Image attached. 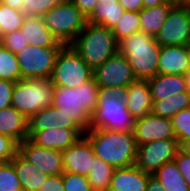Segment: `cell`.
Returning <instances> with one entry per match:
<instances>
[{
  "label": "cell",
  "instance_id": "cell-1",
  "mask_svg": "<svg viewBox=\"0 0 190 191\" xmlns=\"http://www.w3.org/2000/svg\"><path fill=\"white\" fill-rule=\"evenodd\" d=\"M84 136L92 145L95 156L114 169L135 165L137 144L132 131L90 128Z\"/></svg>",
  "mask_w": 190,
  "mask_h": 191
},
{
  "label": "cell",
  "instance_id": "cell-2",
  "mask_svg": "<svg viewBox=\"0 0 190 191\" xmlns=\"http://www.w3.org/2000/svg\"><path fill=\"white\" fill-rule=\"evenodd\" d=\"M127 87H99L97 107L94 109L90 128L110 131H132L135 118L129 113L125 103Z\"/></svg>",
  "mask_w": 190,
  "mask_h": 191
},
{
  "label": "cell",
  "instance_id": "cell-3",
  "mask_svg": "<svg viewBox=\"0 0 190 191\" xmlns=\"http://www.w3.org/2000/svg\"><path fill=\"white\" fill-rule=\"evenodd\" d=\"M98 90L94 77L76 88L55 86L52 105L87 131L90 129L91 115L97 107Z\"/></svg>",
  "mask_w": 190,
  "mask_h": 191
},
{
  "label": "cell",
  "instance_id": "cell-4",
  "mask_svg": "<svg viewBox=\"0 0 190 191\" xmlns=\"http://www.w3.org/2000/svg\"><path fill=\"white\" fill-rule=\"evenodd\" d=\"M160 50L155 37L142 31L119 42V53L127 58L137 80H148L158 74Z\"/></svg>",
  "mask_w": 190,
  "mask_h": 191
},
{
  "label": "cell",
  "instance_id": "cell-5",
  "mask_svg": "<svg viewBox=\"0 0 190 191\" xmlns=\"http://www.w3.org/2000/svg\"><path fill=\"white\" fill-rule=\"evenodd\" d=\"M70 46L93 71L119 52L111 29L88 22Z\"/></svg>",
  "mask_w": 190,
  "mask_h": 191
},
{
  "label": "cell",
  "instance_id": "cell-6",
  "mask_svg": "<svg viewBox=\"0 0 190 191\" xmlns=\"http://www.w3.org/2000/svg\"><path fill=\"white\" fill-rule=\"evenodd\" d=\"M54 88L51 77L19 80L14 84L11 106L30 119L52 106Z\"/></svg>",
  "mask_w": 190,
  "mask_h": 191
},
{
  "label": "cell",
  "instance_id": "cell-7",
  "mask_svg": "<svg viewBox=\"0 0 190 191\" xmlns=\"http://www.w3.org/2000/svg\"><path fill=\"white\" fill-rule=\"evenodd\" d=\"M42 19L58 42L64 45H71L87 23V18L72 0H61Z\"/></svg>",
  "mask_w": 190,
  "mask_h": 191
},
{
  "label": "cell",
  "instance_id": "cell-8",
  "mask_svg": "<svg viewBox=\"0 0 190 191\" xmlns=\"http://www.w3.org/2000/svg\"><path fill=\"white\" fill-rule=\"evenodd\" d=\"M93 77V70L70 46L59 52L51 75L55 86L76 88Z\"/></svg>",
  "mask_w": 190,
  "mask_h": 191
},
{
  "label": "cell",
  "instance_id": "cell-9",
  "mask_svg": "<svg viewBox=\"0 0 190 191\" xmlns=\"http://www.w3.org/2000/svg\"><path fill=\"white\" fill-rule=\"evenodd\" d=\"M61 49L27 45L16 54L22 79L51 77Z\"/></svg>",
  "mask_w": 190,
  "mask_h": 191
},
{
  "label": "cell",
  "instance_id": "cell-10",
  "mask_svg": "<svg viewBox=\"0 0 190 191\" xmlns=\"http://www.w3.org/2000/svg\"><path fill=\"white\" fill-rule=\"evenodd\" d=\"M180 151L177 139L154 140L137 146L135 165L142 171L153 174L163 164L173 161Z\"/></svg>",
  "mask_w": 190,
  "mask_h": 191
},
{
  "label": "cell",
  "instance_id": "cell-11",
  "mask_svg": "<svg viewBox=\"0 0 190 191\" xmlns=\"http://www.w3.org/2000/svg\"><path fill=\"white\" fill-rule=\"evenodd\" d=\"M155 40L161 47L190 45V9L173 6Z\"/></svg>",
  "mask_w": 190,
  "mask_h": 191
},
{
  "label": "cell",
  "instance_id": "cell-12",
  "mask_svg": "<svg viewBox=\"0 0 190 191\" xmlns=\"http://www.w3.org/2000/svg\"><path fill=\"white\" fill-rule=\"evenodd\" d=\"M93 77L99 87H128L137 80L127 58L119 52L97 67Z\"/></svg>",
  "mask_w": 190,
  "mask_h": 191
},
{
  "label": "cell",
  "instance_id": "cell-13",
  "mask_svg": "<svg viewBox=\"0 0 190 191\" xmlns=\"http://www.w3.org/2000/svg\"><path fill=\"white\" fill-rule=\"evenodd\" d=\"M18 152L47 175H61L64 172L62 151L40 147L28 138L18 144Z\"/></svg>",
  "mask_w": 190,
  "mask_h": 191
},
{
  "label": "cell",
  "instance_id": "cell-14",
  "mask_svg": "<svg viewBox=\"0 0 190 191\" xmlns=\"http://www.w3.org/2000/svg\"><path fill=\"white\" fill-rule=\"evenodd\" d=\"M132 132L137 146L154 140L176 139L171 119L152 113L136 119Z\"/></svg>",
  "mask_w": 190,
  "mask_h": 191
},
{
  "label": "cell",
  "instance_id": "cell-15",
  "mask_svg": "<svg viewBox=\"0 0 190 191\" xmlns=\"http://www.w3.org/2000/svg\"><path fill=\"white\" fill-rule=\"evenodd\" d=\"M84 133L82 128H49L29 131L28 139L40 147L64 151L83 137Z\"/></svg>",
  "mask_w": 190,
  "mask_h": 191
},
{
  "label": "cell",
  "instance_id": "cell-16",
  "mask_svg": "<svg viewBox=\"0 0 190 191\" xmlns=\"http://www.w3.org/2000/svg\"><path fill=\"white\" fill-rule=\"evenodd\" d=\"M95 157L92 145L83 136L72 146L62 151L64 172L87 176Z\"/></svg>",
  "mask_w": 190,
  "mask_h": 191
},
{
  "label": "cell",
  "instance_id": "cell-17",
  "mask_svg": "<svg viewBox=\"0 0 190 191\" xmlns=\"http://www.w3.org/2000/svg\"><path fill=\"white\" fill-rule=\"evenodd\" d=\"M189 69V45H174L161 47L158 63V73L169 75H184Z\"/></svg>",
  "mask_w": 190,
  "mask_h": 191
},
{
  "label": "cell",
  "instance_id": "cell-18",
  "mask_svg": "<svg viewBox=\"0 0 190 191\" xmlns=\"http://www.w3.org/2000/svg\"><path fill=\"white\" fill-rule=\"evenodd\" d=\"M125 103L129 113L139 119L151 113L152 97L147 80H136L127 87Z\"/></svg>",
  "mask_w": 190,
  "mask_h": 191
},
{
  "label": "cell",
  "instance_id": "cell-19",
  "mask_svg": "<svg viewBox=\"0 0 190 191\" xmlns=\"http://www.w3.org/2000/svg\"><path fill=\"white\" fill-rule=\"evenodd\" d=\"M23 36L26 37L27 45L46 48H63L65 45L50 32L44 24L42 17H25L20 28Z\"/></svg>",
  "mask_w": 190,
  "mask_h": 191
},
{
  "label": "cell",
  "instance_id": "cell-20",
  "mask_svg": "<svg viewBox=\"0 0 190 191\" xmlns=\"http://www.w3.org/2000/svg\"><path fill=\"white\" fill-rule=\"evenodd\" d=\"M149 173L136 165L114 169L109 191H146Z\"/></svg>",
  "mask_w": 190,
  "mask_h": 191
},
{
  "label": "cell",
  "instance_id": "cell-21",
  "mask_svg": "<svg viewBox=\"0 0 190 191\" xmlns=\"http://www.w3.org/2000/svg\"><path fill=\"white\" fill-rule=\"evenodd\" d=\"M81 128L72 117L62 113L55 106L39 110L29 119V131H42L49 128Z\"/></svg>",
  "mask_w": 190,
  "mask_h": 191
},
{
  "label": "cell",
  "instance_id": "cell-22",
  "mask_svg": "<svg viewBox=\"0 0 190 191\" xmlns=\"http://www.w3.org/2000/svg\"><path fill=\"white\" fill-rule=\"evenodd\" d=\"M152 101L163 100L169 96L187 91L185 78L181 74H160L147 80Z\"/></svg>",
  "mask_w": 190,
  "mask_h": 191
},
{
  "label": "cell",
  "instance_id": "cell-23",
  "mask_svg": "<svg viewBox=\"0 0 190 191\" xmlns=\"http://www.w3.org/2000/svg\"><path fill=\"white\" fill-rule=\"evenodd\" d=\"M29 119L13 106L0 109V133L13 138L18 144L28 138Z\"/></svg>",
  "mask_w": 190,
  "mask_h": 191
},
{
  "label": "cell",
  "instance_id": "cell-24",
  "mask_svg": "<svg viewBox=\"0 0 190 191\" xmlns=\"http://www.w3.org/2000/svg\"><path fill=\"white\" fill-rule=\"evenodd\" d=\"M23 191H39L49 175L40 171L19 152L11 160Z\"/></svg>",
  "mask_w": 190,
  "mask_h": 191
},
{
  "label": "cell",
  "instance_id": "cell-25",
  "mask_svg": "<svg viewBox=\"0 0 190 191\" xmlns=\"http://www.w3.org/2000/svg\"><path fill=\"white\" fill-rule=\"evenodd\" d=\"M118 2V0H99L87 22L112 30L124 13Z\"/></svg>",
  "mask_w": 190,
  "mask_h": 191
},
{
  "label": "cell",
  "instance_id": "cell-26",
  "mask_svg": "<svg viewBox=\"0 0 190 191\" xmlns=\"http://www.w3.org/2000/svg\"><path fill=\"white\" fill-rule=\"evenodd\" d=\"M172 7L170 3H163L152 8H143L139 12L140 31L156 37Z\"/></svg>",
  "mask_w": 190,
  "mask_h": 191
},
{
  "label": "cell",
  "instance_id": "cell-27",
  "mask_svg": "<svg viewBox=\"0 0 190 191\" xmlns=\"http://www.w3.org/2000/svg\"><path fill=\"white\" fill-rule=\"evenodd\" d=\"M187 108H190V94L188 91H185L163 100L153 101L151 113L171 119L177 112Z\"/></svg>",
  "mask_w": 190,
  "mask_h": 191
},
{
  "label": "cell",
  "instance_id": "cell-28",
  "mask_svg": "<svg viewBox=\"0 0 190 191\" xmlns=\"http://www.w3.org/2000/svg\"><path fill=\"white\" fill-rule=\"evenodd\" d=\"M153 175L165 191H190L174 160L163 164Z\"/></svg>",
  "mask_w": 190,
  "mask_h": 191
},
{
  "label": "cell",
  "instance_id": "cell-29",
  "mask_svg": "<svg viewBox=\"0 0 190 191\" xmlns=\"http://www.w3.org/2000/svg\"><path fill=\"white\" fill-rule=\"evenodd\" d=\"M114 168L104 160L95 157L87 175L93 191H109Z\"/></svg>",
  "mask_w": 190,
  "mask_h": 191
},
{
  "label": "cell",
  "instance_id": "cell-30",
  "mask_svg": "<svg viewBox=\"0 0 190 191\" xmlns=\"http://www.w3.org/2000/svg\"><path fill=\"white\" fill-rule=\"evenodd\" d=\"M0 79L17 82L22 80L16 54L0 46Z\"/></svg>",
  "mask_w": 190,
  "mask_h": 191
},
{
  "label": "cell",
  "instance_id": "cell-31",
  "mask_svg": "<svg viewBox=\"0 0 190 191\" xmlns=\"http://www.w3.org/2000/svg\"><path fill=\"white\" fill-rule=\"evenodd\" d=\"M140 31L139 12L124 11L122 17L118 20L112 29L116 41L119 43L124 38Z\"/></svg>",
  "mask_w": 190,
  "mask_h": 191
},
{
  "label": "cell",
  "instance_id": "cell-32",
  "mask_svg": "<svg viewBox=\"0 0 190 191\" xmlns=\"http://www.w3.org/2000/svg\"><path fill=\"white\" fill-rule=\"evenodd\" d=\"M25 17L20 10L0 3V32L2 36L20 30Z\"/></svg>",
  "mask_w": 190,
  "mask_h": 191
},
{
  "label": "cell",
  "instance_id": "cell-33",
  "mask_svg": "<svg viewBox=\"0 0 190 191\" xmlns=\"http://www.w3.org/2000/svg\"><path fill=\"white\" fill-rule=\"evenodd\" d=\"M0 191H23L13 163H0Z\"/></svg>",
  "mask_w": 190,
  "mask_h": 191
},
{
  "label": "cell",
  "instance_id": "cell-34",
  "mask_svg": "<svg viewBox=\"0 0 190 191\" xmlns=\"http://www.w3.org/2000/svg\"><path fill=\"white\" fill-rule=\"evenodd\" d=\"M176 139L181 143L190 139V108L177 112L172 118Z\"/></svg>",
  "mask_w": 190,
  "mask_h": 191
},
{
  "label": "cell",
  "instance_id": "cell-35",
  "mask_svg": "<svg viewBox=\"0 0 190 191\" xmlns=\"http://www.w3.org/2000/svg\"><path fill=\"white\" fill-rule=\"evenodd\" d=\"M61 0H24L21 12L27 17H42Z\"/></svg>",
  "mask_w": 190,
  "mask_h": 191
},
{
  "label": "cell",
  "instance_id": "cell-36",
  "mask_svg": "<svg viewBox=\"0 0 190 191\" xmlns=\"http://www.w3.org/2000/svg\"><path fill=\"white\" fill-rule=\"evenodd\" d=\"M62 178L64 191H93L87 176L63 172Z\"/></svg>",
  "mask_w": 190,
  "mask_h": 191
},
{
  "label": "cell",
  "instance_id": "cell-37",
  "mask_svg": "<svg viewBox=\"0 0 190 191\" xmlns=\"http://www.w3.org/2000/svg\"><path fill=\"white\" fill-rule=\"evenodd\" d=\"M2 45L17 54L27 46L26 37L23 36L20 30L9 32L3 35Z\"/></svg>",
  "mask_w": 190,
  "mask_h": 191
},
{
  "label": "cell",
  "instance_id": "cell-38",
  "mask_svg": "<svg viewBox=\"0 0 190 191\" xmlns=\"http://www.w3.org/2000/svg\"><path fill=\"white\" fill-rule=\"evenodd\" d=\"M18 152V143L0 133V163L10 162Z\"/></svg>",
  "mask_w": 190,
  "mask_h": 191
},
{
  "label": "cell",
  "instance_id": "cell-39",
  "mask_svg": "<svg viewBox=\"0 0 190 191\" xmlns=\"http://www.w3.org/2000/svg\"><path fill=\"white\" fill-rule=\"evenodd\" d=\"M14 84L13 81L0 79V109L11 106Z\"/></svg>",
  "mask_w": 190,
  "mask_h": 191
},
{
  "label": "cell",
  "instance_id": "cell-40",
  "mask_svg": "<svg viewBox=\"0 0 190 191\" xmlns=\"http://www.w3.org/2000/svg\"><path fill=\"white\" fill-rule=\"evenodd\" d=\"M174 161L190 188V156L179 151Z\"/></svg>",
  "mask_w": 190,
  "mask_h": 191
},
{
  "label": "cell",
  "instance_id": "cell-41",
  "mask_svg": "<svg viewBox=\"0 0 190 191\" xmlns=\"http://www.w3.org/2000/svg\"><path fill=\"white\" fill-rule=\"evenodd\" d=\"M39 191H64L62 174L48 176Z\"/></svg>",
  "mask_w": 190,
  "mask_h": 191
},
{
  "label": "cell",
  "instance_id": "cell-42",
  "mask_svg": "<svg viewBox=\"0 0 190 191\" xmlns=\"http://www.w3.org/2000/svg\"><path fill=\"white\" fill-rule=\"evenodd\" d=\"M72 1L87 19L91 16L93 11L95 10L96 5L99 3V0H72Z\"/></svg>",
  "mask_w": 190,
  "mask_h": 191
},
{
  "label": "cell",
  "instance_id": "cell-43",
  "mask_svg": "<svg viewBox=\"0 0 190 191\" xmlns=\"http://www.w3.org/2000/svg\"><path fill=\"white\" fill-rule=\"evenodd\" d=\"M124 11L140 12L143 8V0H118Z\"/></svg>",
  "mask_w": 190,
  "mask_h": 191
},
{
  "label": "cell",
  "instance_id": "cell-44",
  "mask_svg": "<svg viewBox=\"0 0 190 191\" xmlns=\"http://www.w3.org/2000/svg\"><path fill=\"white\" fill-rule=\"evenodd\" d=\"M146 191H165V189L162 187L156 176L149 174Z\"/></svg>",
  "mask_w": 190,
  "mask_h": 191
},
{
  "label": "cell",
  "instance_id": "cell-45",
  "mask_svg": "<svg viewBox=\"0 0 190 191\" xmlns=\"http://www.w3.org/2000/svg\"><path fill=\"white\" fill-rule=\"evenodd\" d=\"M0 3L21 11L24 0H0Z\"/></svg>",
  "mask_w": 190,
  "mask_h": 191
},
{
  "label": "cell",
  "instance_id": "cell-46",
  "mask_svg": "<svg viewBox=\"0 0 190 191\" xmlns=\"http://www.w3.org/2000/svg\"><path fill=\"white\" fill-rule=\"evenodd\" d=\"M165 3L164 0H143L144 8H152Z\"/></svg>",
  "mask_w": 190,
  "mask_h": 191
},
{
  "label": "cell",
  "instance_id": "cell-47",
  "mask_svg": "<svg viewBox=\"0 0 190 191\" xmlns=\"http://www.w3.org/2000/svg\"><path fill=\"white\" fill-rule=\"evenodd\" d=\"M180 151L190 156V139L180 143Z\"/></svg>",
  "mask_w": 190,
  "mask_h": 191
},
{
  "label": "cell",
  "instance_id": "cell-48",
  "mask_svg": "<svg viewBox=\"0 0 190 191\" xmlns=\"http://www.w3.org/2000/svg\"><path fill=\"white\" fill-rule=\"evenodd\" d=\"M187 84V91L190 94V69L183 75Z\"/></svg>",
  "mask_w": 190,
  "mask_h": 191
},
{
  "label": "cell",
  "instance_id": "cell-49",
  "mask_svg": "<svg viewBox=\"0 0 190 191\" xmlns=\"http://www.w3.org/2000/svg\"><path fill=\"white\" fill-rule=\"evenodd\" d=\"M179 7L190 9V0H179Z\"/></svg>",
  "mask_w": 190,
  "mask_h": 191
},
{
  "label": "cell",
  "instance_id": "cell-50",
  "mask_svg": "<svg viewBox=\"0 0 190 191\" xmlns=\"http://www.w3.org/2000/svg\"><path fill=\"white\" fill-rule=\"evenodd\" d=\"M165 3H170L173 6H178L179 7V0H164Z\"/></svg>",
  "mask_w": 190,
  "mask_h": 191
},
{
  "label": "cell",
  "instance_id": "cell-51",
  "mask_svg": "<svg viewBox=\"0 0 190 191\" xmlns=\"http://www.w3.org/2000/svg\"><path fill=\"white\" fill-rule=\"evenodd\" d=\"M2 38H3V36H2V34L0 32V46L2 45Z\"/></svg>",
  "mask_w": 190,
  "mask_h": 191
}]
</instances>
